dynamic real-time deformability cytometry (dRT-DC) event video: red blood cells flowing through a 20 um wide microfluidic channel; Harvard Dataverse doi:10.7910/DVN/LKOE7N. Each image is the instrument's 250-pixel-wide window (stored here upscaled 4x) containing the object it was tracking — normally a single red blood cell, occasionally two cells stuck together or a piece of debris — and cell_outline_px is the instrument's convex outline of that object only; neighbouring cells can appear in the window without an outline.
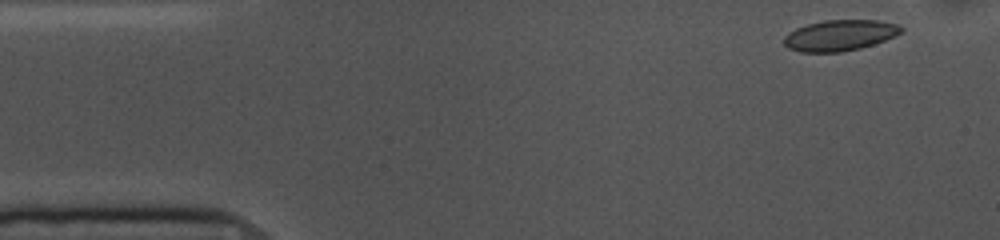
{"species": "common noctule bat (a hibernating species)", "species_latin": "Nyctalus noctula", "temperature_condition": "cold", "stored_images_in_passage": 52, "camera_frame_rate_fps": 3000, "um_per_image_px": 0.085, "animal": {"sex": "female", "body_mass_g": 10.0, "forearm_length_mm": 53.1}, "frame": {"image": 1, "passage_image": 2, "time_ms": 0.333, "image_size_px": [1000, 240], "cell_outline_px": [[904, 28], [900, 32], [884, 40], [860, 48], [840, 52], [800, 52], [788, 48], [784, 44], [784, 36], [788, 32], [796, 28], [808, 24], [824, 20], [880, 20], [896, 24]], "centroid_in_image_um": [71.34, 3.0], "position_along_channel_um": 13.7, "area_um2": 20.92}}
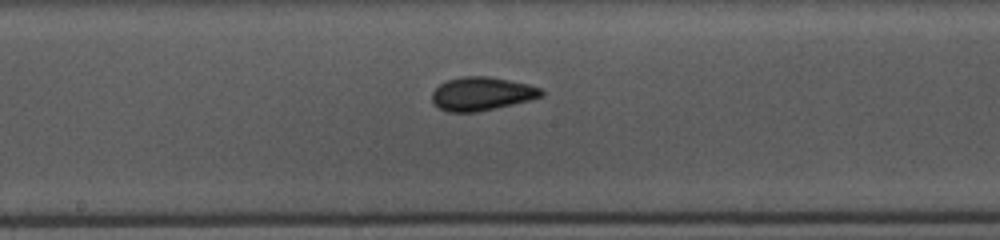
{"frame": {"image": 2, "passage_image": 25, "time_ms": 8.0, "image_size_px": [1000, 240], "cell_outline_px": [[544, 96], [496, 108], [476, 112], [448, 112], [440, 108], [432, 100], [432, 92], [440, 84], [448, 80], [460, 76], [488, 76], [528, 84], [544, 88]], "centroid_in_image_um": [40.97, 7.96], "position_along_channel_um": 207.2, "area_um2": 21.27}}
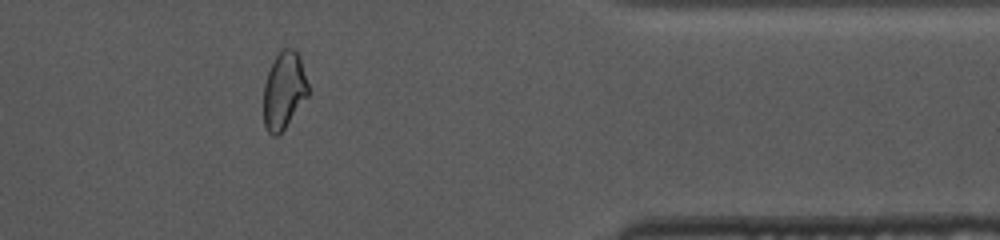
{"frame": {"image": 3, "passage_image": 42, "time_ms": 13.667, "image_size_px": [1000, 240], "cell_outline_px": [[308, 96], [284, 128], [276, 136], [272, 136], [268, 132], [264, 124], [264, 84], [268, 72], [276, 56], [284, 48], [296, 48], [300, 56], [308, 84]], "centroid_in_image_um": [24.14, 7.67], "position_along_channel_um": 387.3, "area_um2": 19.88}, "authors_computed_cell_mechanics": {"area_um2": 21.0681, "velocity_mm_per_s": 3.6235, "shape_relaxation_time_tau1_ms": 9.2211, "shape_relaxation_time_tau2_ms": 1.599, "deformation_change_tau1": 0.1345, "deformation_change_tau2": 0.0625}}